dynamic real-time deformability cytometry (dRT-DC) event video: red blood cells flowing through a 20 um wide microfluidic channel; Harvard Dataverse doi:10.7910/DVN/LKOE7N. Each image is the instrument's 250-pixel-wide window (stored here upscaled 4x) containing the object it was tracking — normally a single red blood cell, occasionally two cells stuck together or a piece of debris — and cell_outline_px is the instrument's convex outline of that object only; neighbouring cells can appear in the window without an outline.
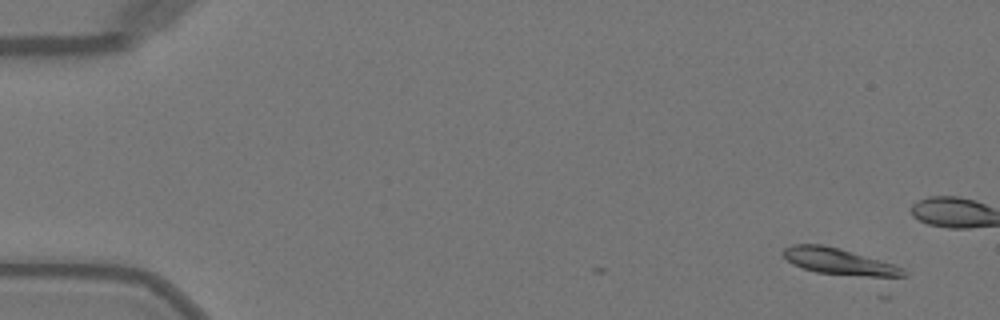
{"species": "Egyptian fruit bat (a non-hibernating species)", "species_latin": "Rousettus aegyptiacus", "temperature_condition": "warm", "stored_images_in_passage": 3, "camera_frame_rate_fps": 3000, "um_per_image_px": 0.085, "animal": {"sex": "female"}, "frame": {"image": 1, "passage_image": 1, "time_ms": 0.0, "image_size_px": [1000, 320], "cell_outline_px": [[908, 276], [888, 280], [880, 280], [816, 272], [792, 264], [780, 252], [784, 248], [792, 244], [820, 244], [840, 248], [892, 264], [904, 268], [908, 272]], "centroid_in_image_um": [71.47, 22.3], "position_along_channel_um": 13.5, "area_um2": 19.42}}